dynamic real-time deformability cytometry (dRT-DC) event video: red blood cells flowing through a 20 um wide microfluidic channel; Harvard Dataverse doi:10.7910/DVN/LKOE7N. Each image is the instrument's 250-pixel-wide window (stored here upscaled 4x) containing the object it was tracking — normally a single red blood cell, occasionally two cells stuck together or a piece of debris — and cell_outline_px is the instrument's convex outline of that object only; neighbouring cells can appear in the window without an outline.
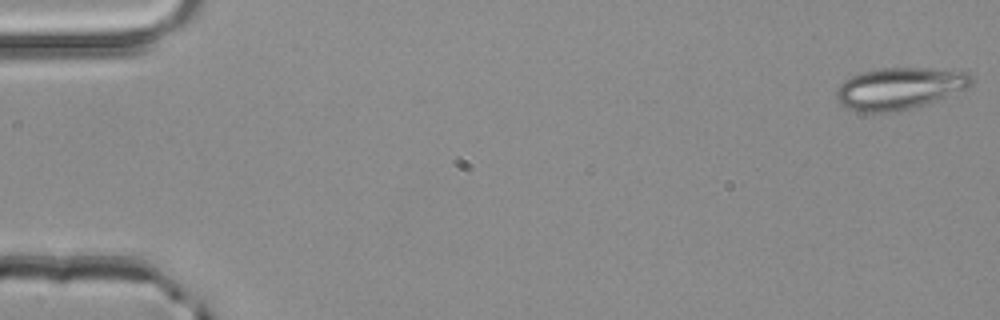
{"species": "common noctule bat (a hibernating species)", "species_latin": "Nyctalus noctula", "temperature_condition": "room temperature", "stored_images_in_passage": 52, "camera_frame_rate_fps": 3000, "um_per_image_px": 0.085, "animal": {"sex": "male", "body_mass_g": 20.4}, "frame": {"image": 1, "passage_image": 1, "time_ms": 0.0, "image_size_px": [1000, 320], "cell_outline_px": [[972, 84], [968, 88], [924, 104], [900, 112], [860, 112], [848, 108], [836, 96], [836, 88], [844, 80], [852, 76], [864, 72], [880, 68], [928, 68], [968, 72], [972, 76]], "centroid_in_image_um": [76.47, 7.51], "position_along_channel_um": 8.5, "area_um2": 32.66}}
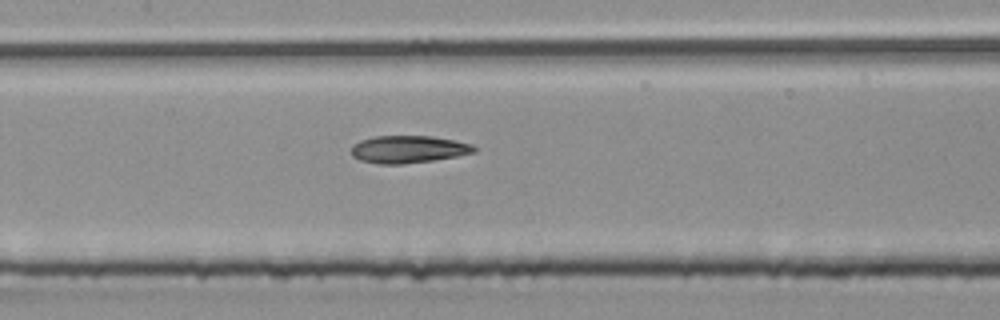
{"frame": {"image": 2, "passage_image": 25, "time_ms": 8.0, "image_size_px": [1000, 320], "cell_outline_px": [[480, 148], [476, 152], [456, 156], [432, 160], [404, 164], [380, 164], [360, 160], [352, 156], [352, 144], [360, 140], [376, 136], [432, 136], [472, 144]], "centroid_in_image_um": [34.72, 12.69], "position_along_channel_um": 172.7, "area_um2": 19.65}}
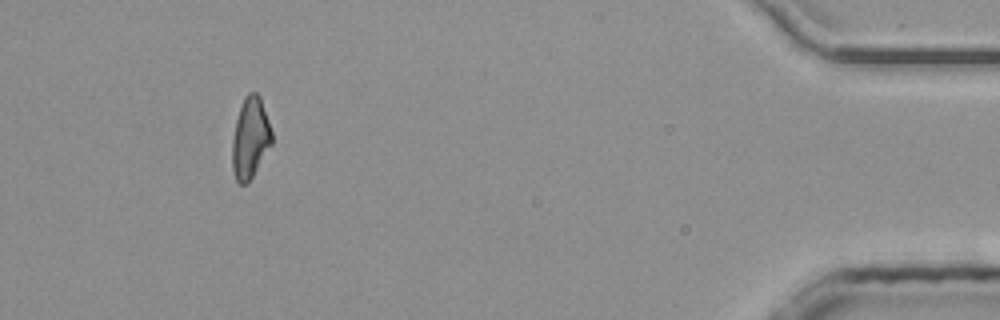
{"frame": {"image": 3, "passage_image": 48, "time_ms": 15.667, "image_size_px": [1000, 320], "cell_outline_px": [[272, 144], [252, 176], [244, 184], [240, 184], [236, 180], [232, 168], [232, 140], [236, 120], [244, 96], [248, 92], [256, 92], [260, 96], [272, 132]], "centroid_in_image_um": [21.27, 11.7], "position_along_channel_um": 413.9, "area_um2": 18.5}, "authors_computed_cell_mechanics": {"area_um2": 19.6809, "velocity_mm_per_s": 4.0344, "shape_relaxation_time_tau1_ms": null, "shape_relaxation_time_tau2_ms": 3.4263, "deformation_change_tau1": null, "deformation_change_tau2": 0.1179}}